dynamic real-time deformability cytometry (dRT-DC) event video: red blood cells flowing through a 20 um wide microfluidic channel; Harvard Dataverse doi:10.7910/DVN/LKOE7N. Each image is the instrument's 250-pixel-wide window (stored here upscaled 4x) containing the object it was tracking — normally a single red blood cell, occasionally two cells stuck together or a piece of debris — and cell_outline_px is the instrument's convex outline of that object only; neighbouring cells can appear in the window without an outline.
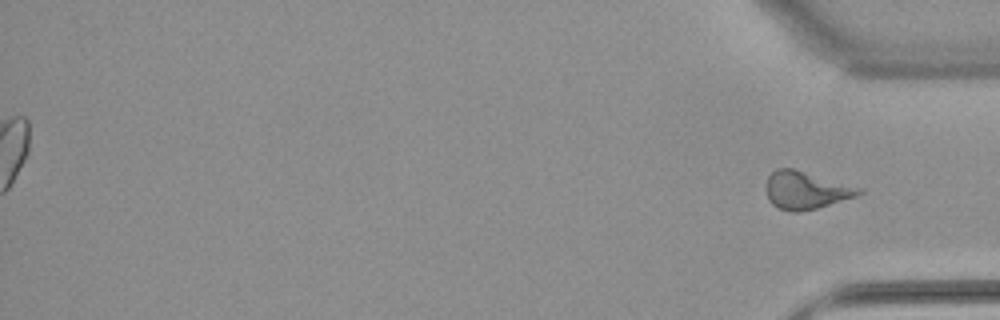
{"species": "common noctule bat (a hibernating species)", "species_latin": "Nyctalus noctula", "temperature_condition": "warm", "stored_images_in_passage": 53, "segment_of_instrument_passage": [2, 2], "camera_frame_rate_fps": 3000, "um_per_image_px": 0.085, "animal": {"sex": "female", "body_mass_g": 22.7, "forearm_length_mm": 54.2}, "frame": {"image": 1, "passage_image": 53, "time_ms": 17.333, "image_size_px": [1000, 320], "cell_outline_px": [[864, 192], [856, 196], [816, 208], [800, 212], [792, 212], [776, 208], [768, 200], [764, 188], [764, 184], [768, 176], [776, 168], [792, 168], [864, 188]], "centroid_in_image_um": [68.45, 16.17], "position_along_channel_um": 366.7, "area_um2": 20.63}}